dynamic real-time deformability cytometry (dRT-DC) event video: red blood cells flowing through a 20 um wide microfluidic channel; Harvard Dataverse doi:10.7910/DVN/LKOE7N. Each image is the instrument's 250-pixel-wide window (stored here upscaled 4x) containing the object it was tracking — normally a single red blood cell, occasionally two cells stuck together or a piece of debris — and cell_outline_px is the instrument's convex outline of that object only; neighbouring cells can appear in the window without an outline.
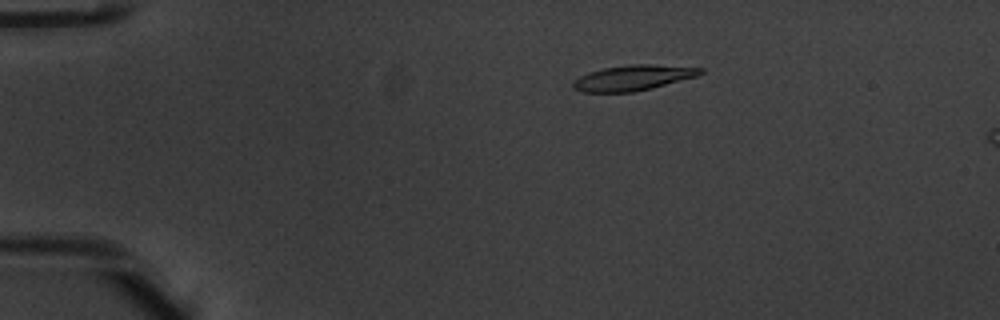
{"species": "common noctule bat (a hibernating species)", "species_latin": "Nyctalus noctula", "temperature_condition": "warm", "stored_images_in_passage": 13, "camera_frame_rate_fps": 3000, "um_per_image_px": 0.085, "animal": {"sex": "male", "body_mass_g": 20.1, "forearm_length_mm": 53.5}, "frame": {"image": 1, "passage_image": 8, "time_ms": 2.333, "image_size_px": [1000, 320], "cell_outline_px": [[704, 72], [696, 76], [652, 88], [632, 92], [580, 92], [572, 88], [572, 80], [588, 72], [604, 68], [632, 64], [652, 64], [704, 68]], "centroid_in_image_um": [53.77, 6.61], "position_along_channel_um": 31.2, "area_um2": 18.84}}